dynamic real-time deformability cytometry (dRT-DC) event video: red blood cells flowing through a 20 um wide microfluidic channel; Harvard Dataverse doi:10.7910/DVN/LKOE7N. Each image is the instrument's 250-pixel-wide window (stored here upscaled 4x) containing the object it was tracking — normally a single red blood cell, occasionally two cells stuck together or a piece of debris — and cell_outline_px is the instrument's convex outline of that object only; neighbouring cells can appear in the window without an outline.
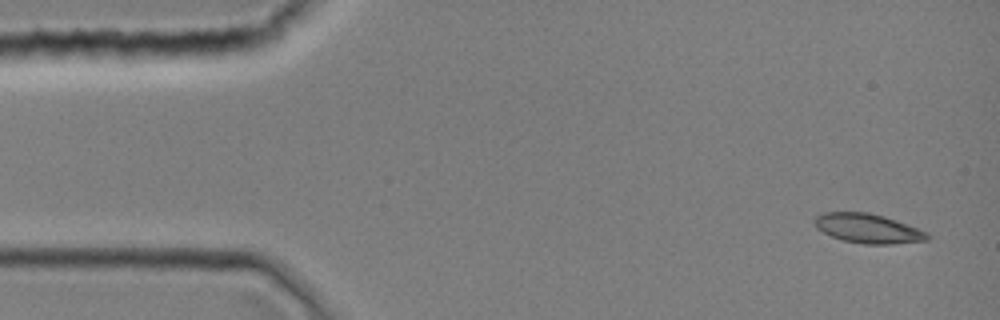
{"species": "common noctule bat (a hibernating species)", "species_latin": "Nyctalus noctula", "temperature_condition": "room temperature", "stored_images_in_passage": 5, "camera_frame_rate_fps": 3000, "um_per_image_px": 0.085, "animal": {"sex": "female", "body_mass_g": 19.0, "forearm_length_mm": 51.5}, "frame": {"image": 1, "passage_image": 2, "time_ms": 0.333, "image_size_px": [1000, 320], "cell_outline_px": [[928, 240], [892, 244], [864, 244], [844, 240], [832, 236], [816, 228], [812, 220], [820, 212], [868, 212], [884, 216], [896, 220], [928, 232]], "centroid_in_image_um": [73.74, 19.4], "position_along_channel_um": 11.3, "area_um2": 19.31}}